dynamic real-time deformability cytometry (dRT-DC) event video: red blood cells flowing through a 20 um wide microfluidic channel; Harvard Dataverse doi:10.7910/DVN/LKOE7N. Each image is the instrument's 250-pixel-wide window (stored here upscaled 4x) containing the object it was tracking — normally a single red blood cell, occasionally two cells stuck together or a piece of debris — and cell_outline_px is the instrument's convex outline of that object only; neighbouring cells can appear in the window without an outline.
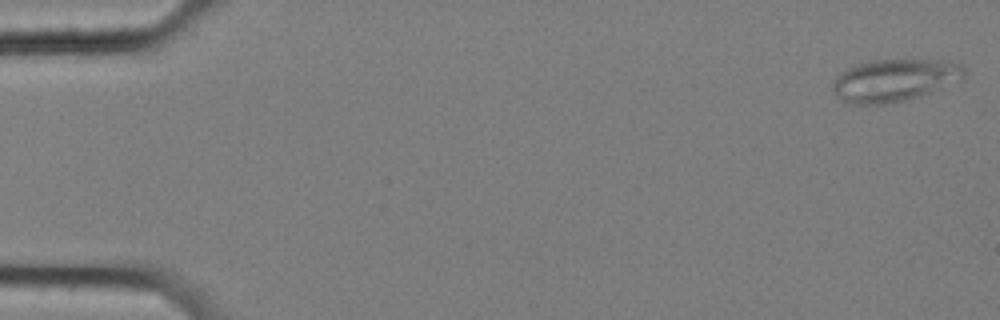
{"species": "common noctule bat (a hibernating species)", "species_latin": "Nyctalus noctula", "temperature_condition": "cold", "stored_images_in_passage": 57, "camera_frame_rate_fps": 3000, "um_per_image_px": 0.085, "animal": {"sex": "female", "body_mass_g": 25.1}, "frame": {"image": 1, "passage_image": 1, "time_ms": 0.0, "image_size_px": [1000, 320], "cell_outline_px": [[968, 72], [964, 80], [920, 96], [908, 100], [884, 104], [852, 104], [844, 100], [832, 88], [832, 80], [840, 72], [856, 64], [868, 60], [944, 60], [964, 64]], "centroid_in_image_um": [76.12, 6.8], "position_along_channel_um": 8.9, "area_um2": 32.95}}
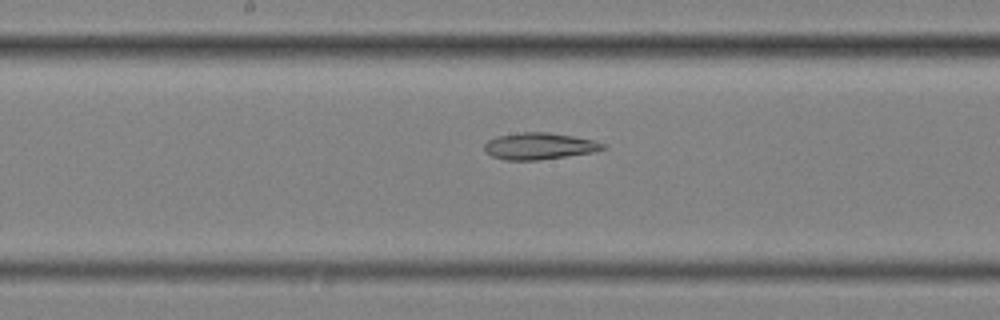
{"frame": {"image": 2, "passage_image": 30, "time_ms": 9.667, "image_size_px": [1000, 320], "cell_outline_px": [[608, 148], [592, 152], [540, 160], [504, 160], [492, 156], [484, 152], [484, 144], [488, 140], [496, 136], [524, 132], [548, 132], [572, 136], [592, 140], [604, 144]], "centroid_in_image_um": [45.8, 12.42], "position_along_channel_um": 202.4, "area_um2": 18.38}}
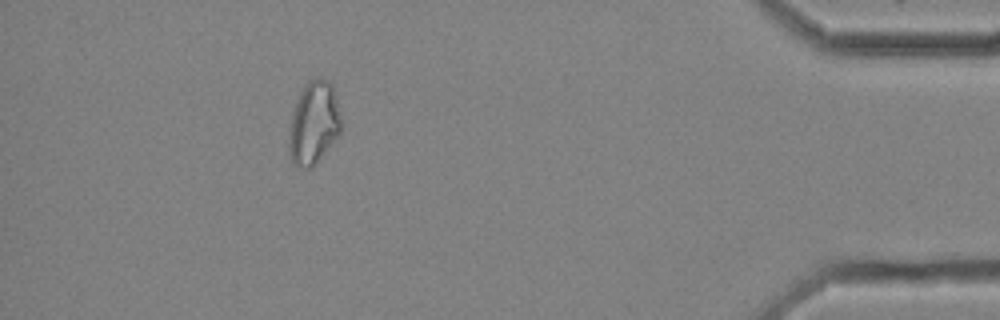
{"frame": {"image": 3, "passage_image": 52, "time_ms": 17.0, "image_size_px": [1000, 320], "cell_outline_px": [[340, 132], [316, 164], [312, 168], [304, 168], [292, 164], [288, 152], [288, 136], [292, 112], [300, 92], [304, 84], [308, 80], [316, 76], [320, 76], [328, 80], [332, 84], [340, 112]], "centroid_in_image_um": [26.64, 10.44], "position_along_channel_um": 408.6, "area_um2": 25.49}, "authors_computed_cell_mechanics": {"area_um2": 23.987, "velocity_mm_per_s": 3.4963, "shape_relaxation_time_tau1_ms": null, "shape_relaxation_time_tau2_ms": 10.4109, "deformation_change_tau1": null, "deformation_change_tau2": 0.195}}